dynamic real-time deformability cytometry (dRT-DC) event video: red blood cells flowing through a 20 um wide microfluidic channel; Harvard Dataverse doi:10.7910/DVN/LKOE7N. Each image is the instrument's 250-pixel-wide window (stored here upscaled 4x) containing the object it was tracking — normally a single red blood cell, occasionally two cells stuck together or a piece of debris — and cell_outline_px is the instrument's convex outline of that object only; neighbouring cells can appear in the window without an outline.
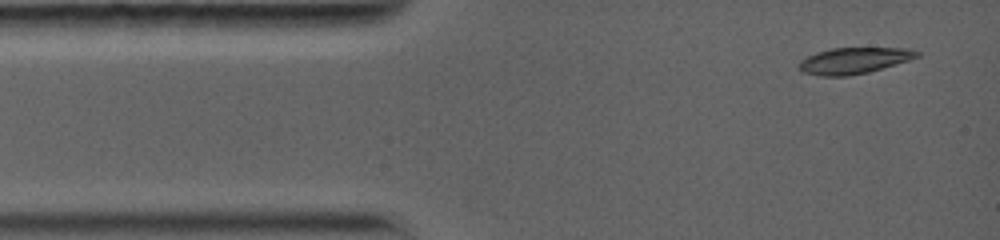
{"species": "common noctule bat (a hibernating species)", "species_latin": "Nyctalus noctula", "temperature_condition": "warm", "stored_images_in_passage": 12, "camera_frame_rate_fps": 5000, "um_per_image_px": 0.085, "animal": {"sex": "female", "body_mass_g": 19.0, "forearm_length_mm": 56.7}, "frame": {"image": 1, "passage_image": 1, "time_ms": 0.0, "image_size_px": [1000, 240], "cell_outline_px": [[920, 56], [908, 60], [868, 72], [848, 76], [820, 76], [804, 72], [800, 68], [800, 60], [816, 52], [832, 48], [908, 48], [920, 52]], "centroid_in_image_um": [72.59, 5.14], "position_along_channel_um": 12.4, "area_um2": 17.8}}
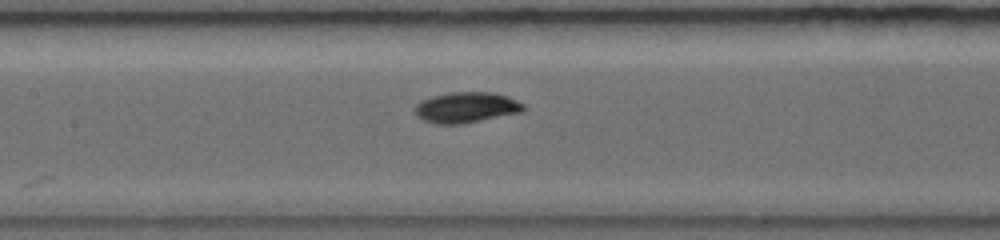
{"frame": {"image": 2, "passage_image": 7, "time_ms": 5.4, "image_size_px": [1000, 240], "cell_outline_px": [[528, 108], [524, 112], [460, 124], [436, 124], [424, 120], [416, 116], [412, 108], [420, 100], [432, 96], [452, 92], [496, 92], [508, 96], [524, 104]], "centroid_in_image_um": [39.64, 9.13], "position_along_channel_um": 167.8, "area_um2": 19.77}}
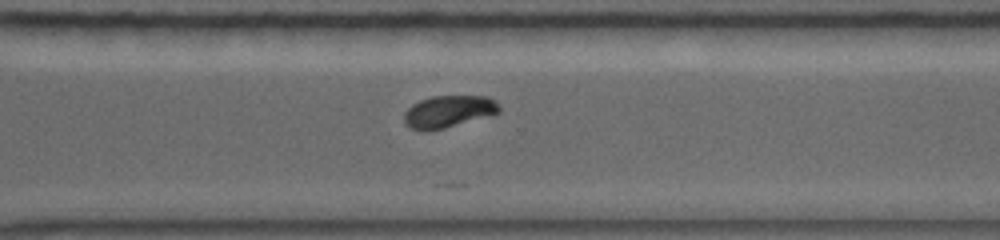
{"frame": {"image": 3, "passage_image": 12, "time_ms": 9.6, "image_size_px": [1000, 240], "cell_outline_px": [[500, 112], [444, 128], [412, 128], [404, 124], [404, 112], [412, 104], [420, 100], [432, 96], [488, 96], [496, 100], [500, 108]], "centroid_in_image_um": [38.14, 9.43], "position_along_channel_um": 332.5, "area_um2": 17.28}}